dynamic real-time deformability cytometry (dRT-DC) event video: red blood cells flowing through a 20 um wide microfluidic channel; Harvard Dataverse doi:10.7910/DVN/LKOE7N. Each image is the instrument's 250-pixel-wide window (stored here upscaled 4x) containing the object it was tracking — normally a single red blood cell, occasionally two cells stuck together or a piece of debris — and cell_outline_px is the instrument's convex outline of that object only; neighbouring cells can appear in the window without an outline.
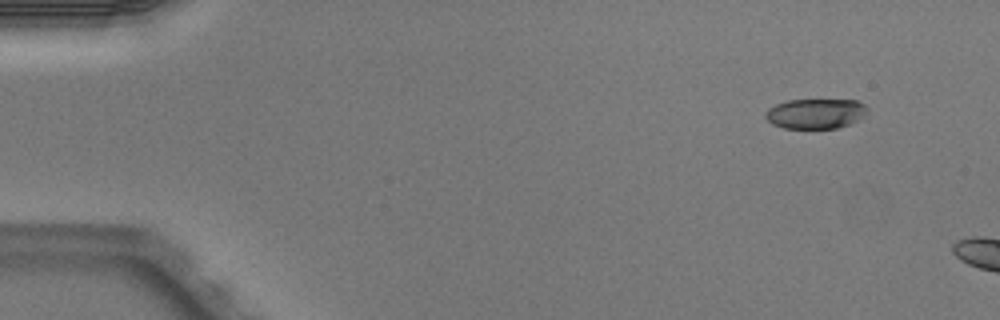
{"species": "Egyptian fruit bat (a non-hibernating species)", "species_latin": "Rousettus aegyptiacus", "temperature_condition": "warm", "stored_images_in_passage": 5, "camera_frame_rate_fps": 3000, "um_per_image_px": 0.085, "animal": {"sex": "male"}, "frame": {"image": 1, "passage_image": 1, "time_ms": 0.0, "image_size_px": [1000, 320], "cell_outline_px": [[868, 112], [864, 116], [848, 124], [836, 128], [784, 128], [772, 124], [764, 116], [764, 112], [768, 108], [776, 104], [788, 100], [856, 100], [864, 104], [868, 108]], "centroid_in_image_um": [69.3, 9.65], "position_along_channel_um": 15.7, "area_um2": 17.8}}